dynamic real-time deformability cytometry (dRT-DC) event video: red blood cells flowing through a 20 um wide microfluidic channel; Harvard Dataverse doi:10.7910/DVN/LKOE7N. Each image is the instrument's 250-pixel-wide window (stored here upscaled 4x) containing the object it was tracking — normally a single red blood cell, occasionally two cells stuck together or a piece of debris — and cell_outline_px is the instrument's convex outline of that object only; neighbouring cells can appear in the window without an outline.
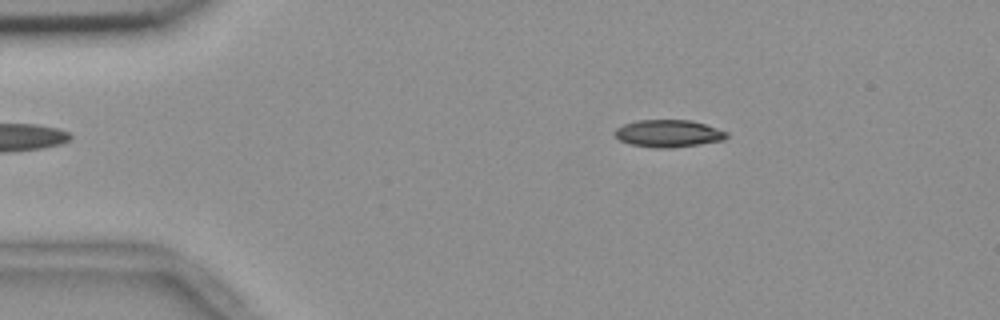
{"species": "common noctule bat (a hibernating species)", "species_latin": "Nyctalus noctula", "temperature_condition": "room temperature", "stored_images_in_passage": 54, "camera_frame_rate_fps": 3000, "um_per_image_px": 0.085, "animal": {"sex": "female", "body_mass_g": 18.4}, "frame": {"image": 1, "passage_image": 9, "time_ms": 2.667, "image_size_px": [1000, 320], "cell_outline_px": [[728, 136], [724, 140], [700, 144], [672, 148], [656, 148], [628, 144], [620, 140], [612, 132], [616, 128], [624, 124], [636, 120], [692, 120], [728, 132]], "centroid_in_image_um": [56.79, 11.35], "position_along_channel_um": 28.2, "area_um2": 17.92}}
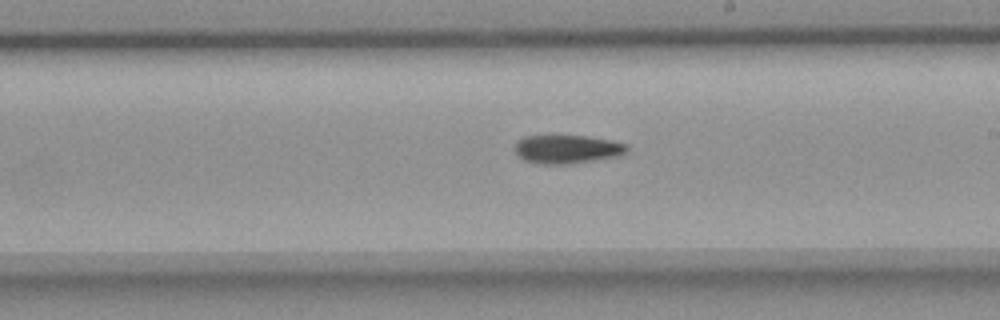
{"frame": {"image": 2, "passage_image": 31, "time_ms": 10.0, "image_size_px": [1000, 320], "cell_outline_px": [[628, 152], [620, 156], [568, 164], [544, 164], [524, 160], [516, 152], [516, 144], [524, 136], [584, 136], [612, 140], [628, 144]], "centroid_in_image_um": [48.28, 12.68], "position_along_channel_um": 240.7, "area_um2": 18.5}}
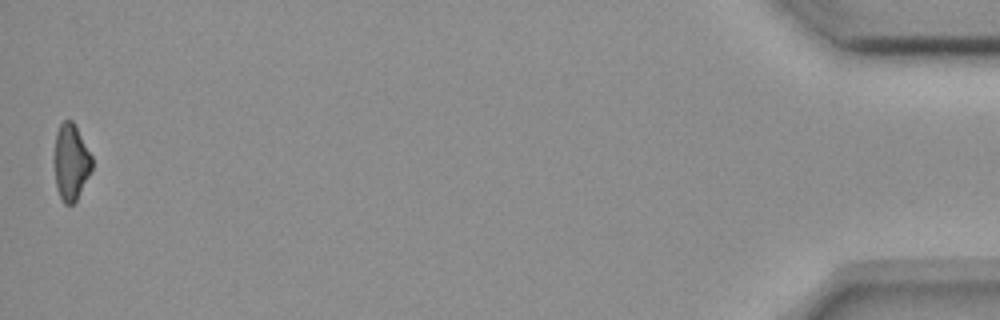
{"frame": {"image": 3, "passage_image": 54, "time_ms": 17.667, "image_size_px": [1000, 320], "cell_outline_px": [[92, 168], [76, 200], [72, 204], [64, 204], [56, 188], [56, 132], [60, 124], [64, 120], [72, 120], [92, 156]], "centroid_in_image_um": [6.05, 13.77], "position_along_channel_um": 429.2, "area_um2": 16.13}, "authors_computed_cell_mechanics": {"area_um2": 18.2359, "velocity_mm_per_s": 3.6854, "shape_relaxation_time_tau1_ms": null, "shape_relaxation_time_tau2_ms": 8.735, "deformation_change_tau1": null, "deformation_change_tau2": 0.18}}